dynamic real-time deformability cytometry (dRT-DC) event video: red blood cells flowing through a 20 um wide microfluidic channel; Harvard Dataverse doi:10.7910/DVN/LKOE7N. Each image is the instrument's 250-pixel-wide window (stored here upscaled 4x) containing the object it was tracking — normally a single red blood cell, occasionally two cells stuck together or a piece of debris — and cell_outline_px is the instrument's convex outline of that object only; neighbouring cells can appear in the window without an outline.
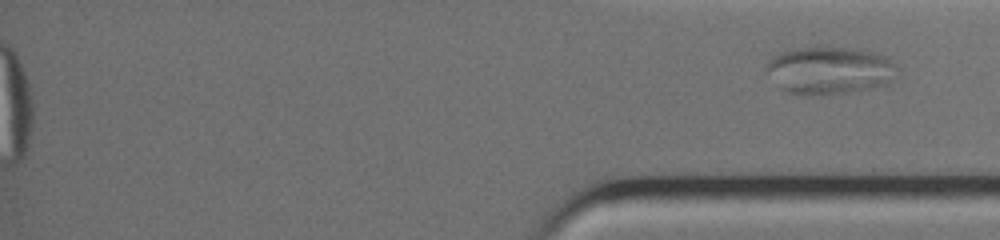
{"species": "common noctule bat (a hibernating species)", "species_latin": "Nyctalus noctula", "temperature_condition": "warm", "stored_images_in_passage": 41, "segment_of_instrument_passage": [2, 2], "camera_frame_rate_fps": 3000, "um_per_image_px": 0.085, "animal": {"sex": "female", "body_mass_g": 19.0, "forearm_length_mm": 51.5}, "frame": {"image": 1, "passage_image": 41, "time_ms": 13.333, "image_size_px": [1000, 240], "cell_outline_px": [[900, 76], [888, 84], [872, 88], [824, 96], [800, 96], [788, 92], [780, 88], [764, 68], [764, 64], [772, 56], [796, 48], [860, 48], [876, 52], [892, 60], [900, 68]], "centroid_in_image_um": [70.58, 6.01], "position_along_channel_um": 364.6, "area_um2": 37.17}}